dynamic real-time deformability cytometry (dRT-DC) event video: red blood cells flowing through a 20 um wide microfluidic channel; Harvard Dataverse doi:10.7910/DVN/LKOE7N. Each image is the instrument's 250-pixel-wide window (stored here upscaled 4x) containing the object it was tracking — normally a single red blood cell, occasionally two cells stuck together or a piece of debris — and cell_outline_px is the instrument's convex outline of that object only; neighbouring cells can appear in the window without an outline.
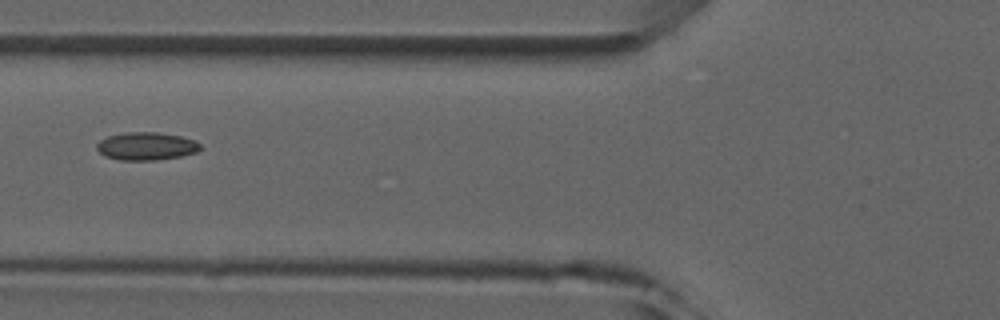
{"species": "common noctule bat (a hibernating species)", "species_latin": "Nyctalus noctula", "temperature_condition": "room temperature", "stored_images_in_passage": 6, "camera_frame_rate_fps": 3000, "um_per_image_px": 0.085, "animal": {"sex": "male", "forearm_length_mm": 52.5}, "frame": {"image": 1, "passage_image": 6, "time_ms": 5.667, "image_size_px": [1000, 320], "cell_outline_px": [[200, 148], [196, 152], [180, 156], [156, 160], [120, 160], [104, 156], [96, 148], [96, 144], [100, 140], [108, 136], [124, 132], [156, 132], [180, 136], [192, 140], [200, 144]], "centroid_in_image_um": [12.39, 12.42], "position_along_channel_um": 113.4, "area_um2": 16.7}}